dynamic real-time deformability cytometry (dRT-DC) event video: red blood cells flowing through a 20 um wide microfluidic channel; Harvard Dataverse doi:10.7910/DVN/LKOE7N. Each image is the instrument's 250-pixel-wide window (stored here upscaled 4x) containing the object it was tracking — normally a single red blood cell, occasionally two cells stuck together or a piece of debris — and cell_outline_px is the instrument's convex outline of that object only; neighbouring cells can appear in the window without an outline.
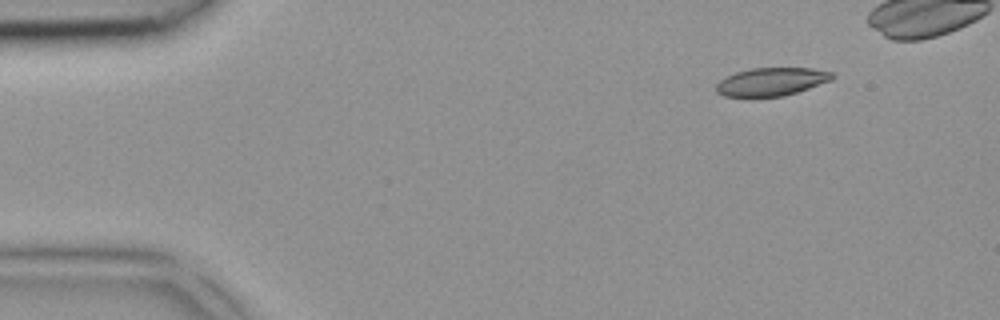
{"species": "common noctule bat (a hibernating species)", "species_latin": "Nyctalus noctula", "temperature_condition": "room temperature", "stored_images_in_passage": 6, "segment_of_instrument_passage": [2, 2], "camera_frame_rate_fps": 3000, "um_per_image_px": 0.085, "animal": {"sex": "female", "body_mass_g": 18.4}, "frame": {"image": 1, "passage_image": 6, "time_ms": 1.667, "image_size_px": [1000, 320], "cell_outline_px": [[836, 76], [832, 80], [784, 96], [724, 96], [716, 92], [716, 84], [720, 80], [736, 72], [752, 68], [812, 68], [832, 72]], "centroid_in_image_um": [65.59, 6.93], "position_along_channel_um": 19.4, "area_um2": 18.84}}